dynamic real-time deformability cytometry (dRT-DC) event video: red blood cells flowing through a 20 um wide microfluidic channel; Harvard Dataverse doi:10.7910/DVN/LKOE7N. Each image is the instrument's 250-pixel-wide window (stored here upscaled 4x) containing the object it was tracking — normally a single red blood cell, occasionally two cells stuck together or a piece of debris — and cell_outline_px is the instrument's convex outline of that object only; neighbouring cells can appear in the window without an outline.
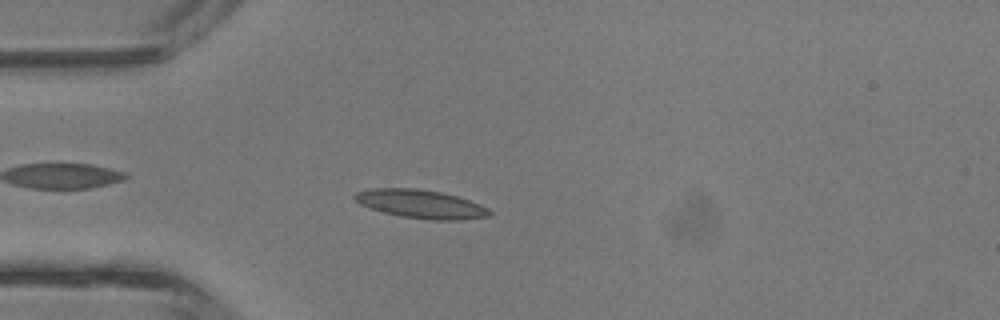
{"species": "common noctule bat (a hibernating species)", "species_latin": "Nyctalus noctula", "temperature_condition": "room temperature", "stored_images_in_passage": 42, "camera_frame_rate_fps": 3000, "um_per_image_px": 0.085, "animal": {"sex": "male", "body_mass_g": 13.3}, "frame": {"image": 1, "passage_image": 11, "time_ms": 3.333, "image_size_px": [1000, 320], "cell_outline_px": [[492, 212], [488, 216], [464, 220], [432, 220], [400, 216], [384, 212], [360, 204], [352, 196], [356, 192], [372, 188], [416, 188], [440, 192], [456, 196], [480, 204], [488, 208]], "centroid_in_image_um": [35.78, 17.34], "position_along_channel_um": 49.2, "area_um2": 22.25}}
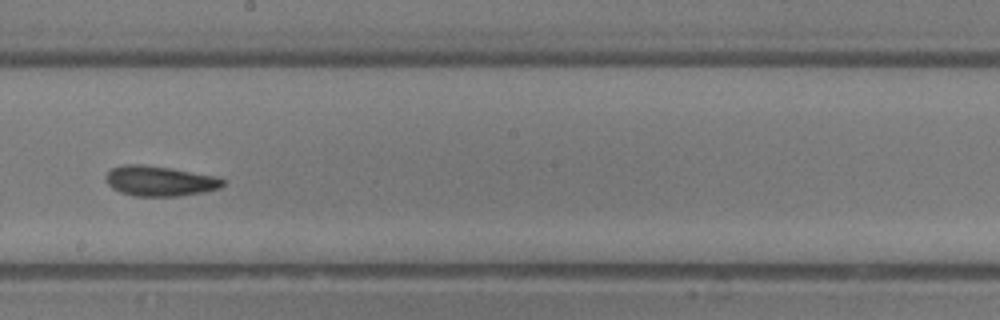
{"frame": {"image": 2, "passage_image": 23, "time_ms": 7.333, "image_size_px": [1000, 320], "cell_outline_px": [[224, 184], [220, 188], [204, 192], [180, 196], [132, 196], [120, 192], [112, 188], [108, 184], [104, 176], [112, 168], [124, 164], [140, 164], [172, 168], [212, 176], [224, 180]], "centroid_in_image_um": [13.53, 15.39], "position_along_channel_um": 234.7, "area_um2": 20.52}}
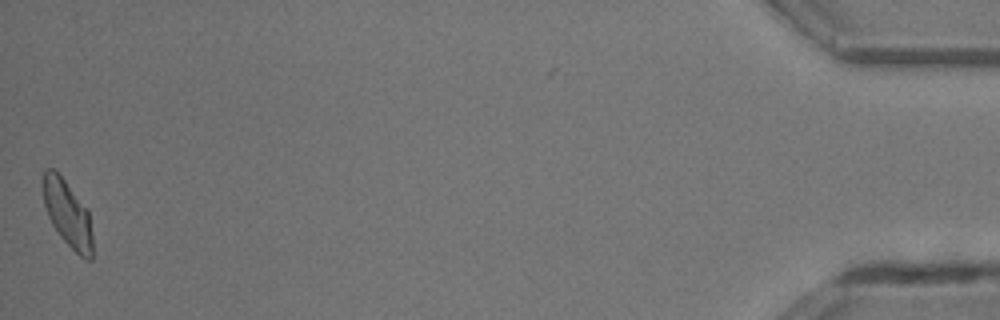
{"frame": {"image": 3, "passage_image": 41, "time_ms": 13.333, "image_size_px": [1000, 320], "cell_outline_px": [[92, 260], [84, 260], [60, 236], [52, 224], [48, 216], [44, 204], [44, 168], [52, 168], [64, 180], [88, 208], [92, 232]], "centroid_in_image_um": [5.78, 18.2], "position_along_channel_um": 429.4, "area_um2": 18.96}, "authors_computed_cell_mechanics": {"area_um2": 20.3167, "velocity_mm_per_s": 4.9328, "shape_relaxation_time_tau1_ms": 2.3141, "shape_relaxation_time_tau2_ms": 3.0057, "deformation_change_tau1": 0.1076, "deformation_change_tau2": 0.092}}